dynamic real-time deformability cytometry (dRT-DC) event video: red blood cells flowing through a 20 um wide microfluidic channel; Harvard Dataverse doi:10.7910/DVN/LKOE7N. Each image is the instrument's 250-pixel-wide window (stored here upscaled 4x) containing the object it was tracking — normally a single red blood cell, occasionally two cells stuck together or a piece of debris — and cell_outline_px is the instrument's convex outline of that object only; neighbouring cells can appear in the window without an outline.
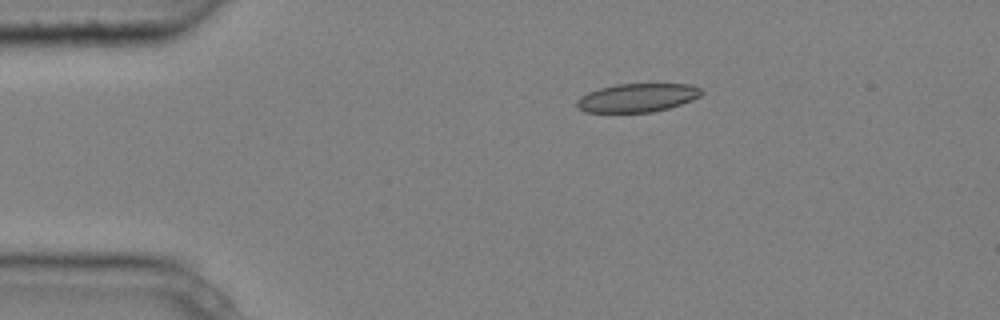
{"species": "common noctule bat (a hibernating species)", "species_latin": "Nyctalus noctula", "temperature_condition": "cold", "stored_images_in_passage": 6, "camera_frame_rate_fps": 3000, "um_per_image_px": 0.085, "animal": {"sex": "male", "body_mass_g": 20.4}, "frame": {"image": 1, "passage_image": 6, "time_ms": 1.667, "image_size_px": [1000, 320], "cell_outline_px": [[704, 92], [700, 96], [692, 100], [668, 108], [652, 112], [584, 112], [576, 108], [576, 100], [580, 96], [588, 92], [600, 88], [616, 84], [688, 84], [700, 88]], "centroid_in_image_um": [54.13, 8.31], "position_along_channel_um": 30.9, "area_um2": 20.75}}